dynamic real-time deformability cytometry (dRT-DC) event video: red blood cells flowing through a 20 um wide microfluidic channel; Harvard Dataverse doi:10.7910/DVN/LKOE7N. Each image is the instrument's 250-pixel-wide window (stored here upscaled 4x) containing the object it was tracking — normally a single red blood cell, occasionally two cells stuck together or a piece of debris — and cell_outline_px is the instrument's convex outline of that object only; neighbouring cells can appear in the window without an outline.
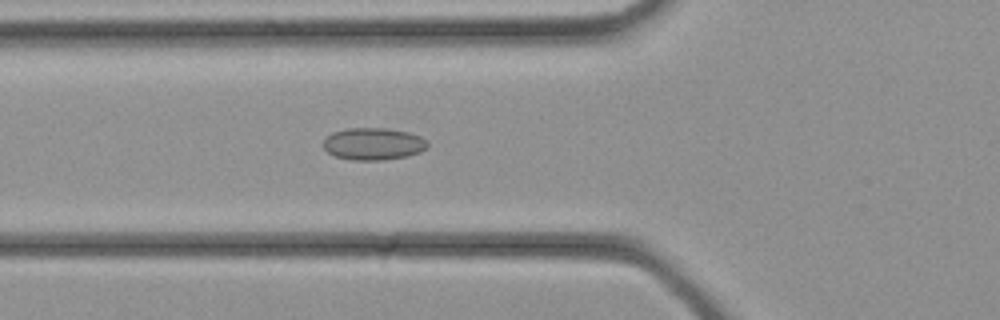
{"species": "common noctule bat (a hibernating species)", "species_latin": "Nyctalus noctula", "temperature_condition": "cold", "stored_images_in_passage": 28, "segment_of_instrument_passage": [1, 2], "camera_frame_rate_fps": 3000, "um_per_image_px": 0.085, "animal": {"sex": "female", "body_mass_g": 21.9}, "frame": {"image": 1, "passage_image": 5, "time_ms": 1.333, "image_size_px": [1000, 320], "cell_outline_px": [[428, 144], [420, 152], [408, 156], [384, 160], [352, 160], [336, 156], [328, 152], [324, 148], [324, 140], [332, 132], [348, 128], [384, 128], [408, 132], [420, 136], [428, 140]], "centroid_in_image_um": [31.75, 12.23], "position_along_channel_um": 94.1, "area_um2": 19.48}}
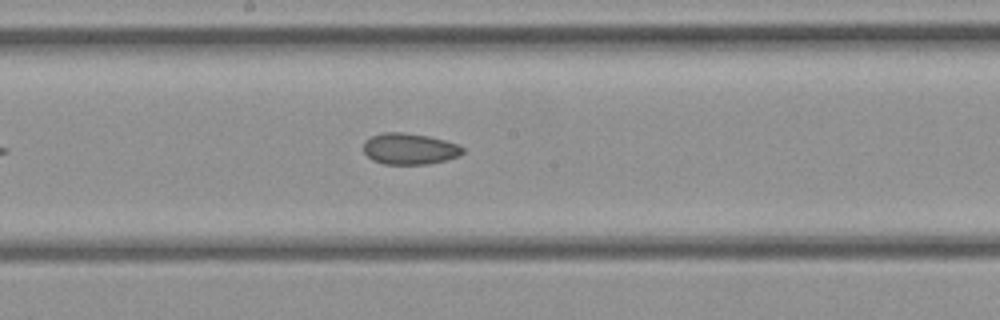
{"frame": {"image": 2, "passage_image": 11, "time_ms": 3.333, "image_size_px": [1000, 320], "cell_outline_px": [[464, 152], [460, 156], [428, 164], [384, 164], [372, 160], [364, 152], [364, 140], [372, 136], [384, 132], [404, 132], [428, 136], [460, 144], [464, 148]], "centroid_in_image_um": [34.83, 12.64], "position_along_channel_um": 213.4, "area_um2": 18.15}}
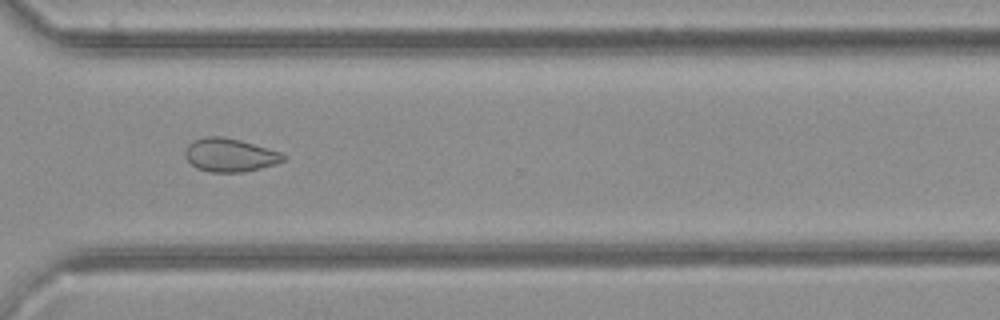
{"frame": {"image": 3, "passage_image": 18, "time_ms": 5.667, "image_size_px": [1000, 320], "cell_outline_px": [[284, 160], [276, 164], [244, 172], [208, 172], [196, 168], [188, 160], [184, 152], [188, 144], [192, 140], [204, 136], [220, 136], [240, 140], [280, 152], [284, 156]], "centroid_in_image_um": [19.5, 13.18], "position_along_channel_um": 351.1, "area_um2": 19.02}}